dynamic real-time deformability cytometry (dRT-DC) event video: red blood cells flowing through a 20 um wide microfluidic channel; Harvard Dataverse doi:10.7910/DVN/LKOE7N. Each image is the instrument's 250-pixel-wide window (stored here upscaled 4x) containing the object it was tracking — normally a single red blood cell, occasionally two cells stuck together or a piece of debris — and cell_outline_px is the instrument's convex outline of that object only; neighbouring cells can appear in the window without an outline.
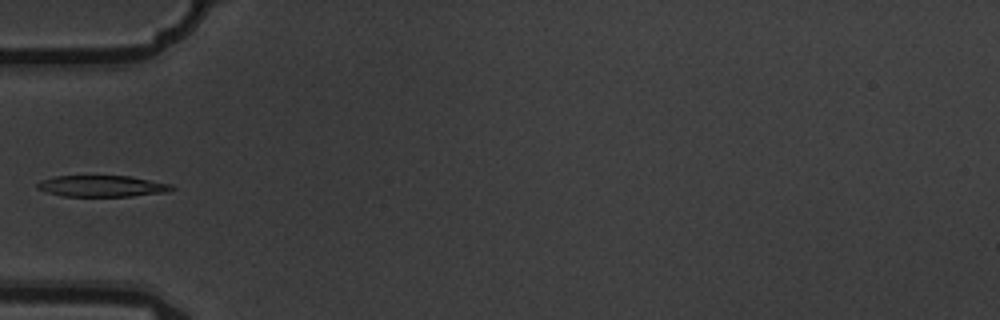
{"species": "common noctule bat (a hibernating species)", "species_latin": "Nyctalus noctula", "temperature_condition": "warm", "stored_images_in_passage": 7, "camera_frame_rate_fps": 3000, "um_per_image_px": 0.085, "animal": {"sex": "male", "body_mass_g": 19.5, "forearm_length_mm": 54.6}, "frame": {"image": 1, "passage_image": 6, "time_ms": 1.667, "image_size_px": [1000, 320], "cell_outline_px": [[176, 188], [168, 192], [132, 196], [64, 196], [48, 192], [36, 188], [36, 184], [40, 180], [56, 176], [132, 176], [172, 184]], "centroid_in_image_um": [8.72, 15.81], "position_along_channel_um": 76.3, "area_um2": 16.76}}
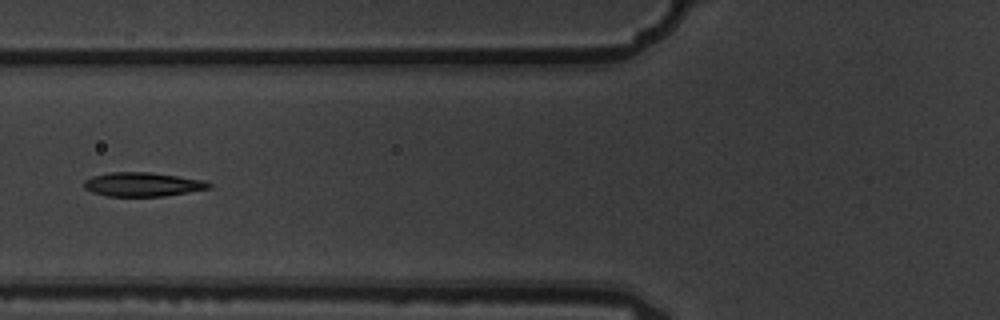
{"frame": {"image": 2, "passage_image": 7, "time_ms": 2.0, "image_size_px": [1000, 320], "cell_outline_px": [[212, 188], [164, 196], [108, 196], [92, 192], [84, 188], [84, 180], [92, 176], [108, 172], [152, 172], [204, 180], [212, 184]], "centroid_in_image_um": [12.12, 15.66], "position_along_channel_um": 113.7, "area_um2": 17.57}}